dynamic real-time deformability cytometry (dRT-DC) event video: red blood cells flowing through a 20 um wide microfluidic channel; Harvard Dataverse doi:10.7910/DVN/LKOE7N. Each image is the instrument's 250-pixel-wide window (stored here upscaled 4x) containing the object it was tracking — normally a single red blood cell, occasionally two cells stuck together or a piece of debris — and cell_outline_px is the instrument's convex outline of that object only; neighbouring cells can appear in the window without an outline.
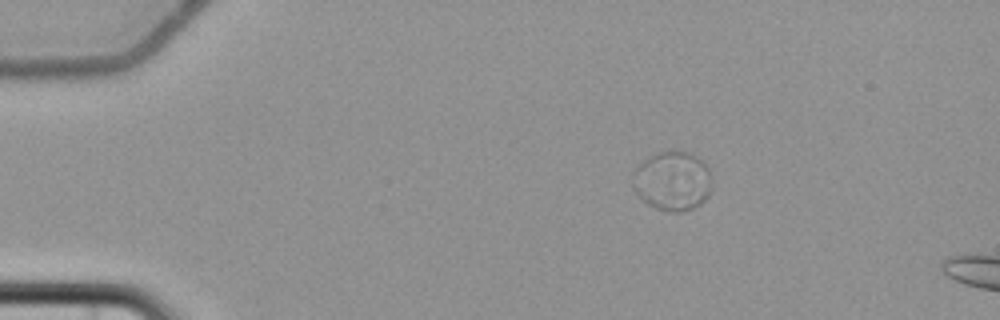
{"species": "common noctule bat (a hibernating species)", "species_latin": "Nyctalus noctula", "temperature_condition": "cold", "stored_images_in_passage": 4, "camera_frame_rate_fps": 3000, "um_per_image_px": 0.085, "animal": {"sex": "female", "body_mass_g": 22.7, "forearm_length_mm": 54.2}, "frame": {"image": 1, "passage_image": 1, "time_ms": 0.0, "image_size_px": [1000, 320], "cell_outline_px": [[712, 188], [708, 196], [700, 204], [684, 212], [668, 212], [656, 208], [648, 204], [632, 188], [632, 172], [644, 160], [656, 152], [688, 152], [696, 156], [708, 168], [712, 180]], "centroid_in_image_um": [57.16, 15.4], "position_along_channel_um": 27.8, "area_um2": 27.4}}